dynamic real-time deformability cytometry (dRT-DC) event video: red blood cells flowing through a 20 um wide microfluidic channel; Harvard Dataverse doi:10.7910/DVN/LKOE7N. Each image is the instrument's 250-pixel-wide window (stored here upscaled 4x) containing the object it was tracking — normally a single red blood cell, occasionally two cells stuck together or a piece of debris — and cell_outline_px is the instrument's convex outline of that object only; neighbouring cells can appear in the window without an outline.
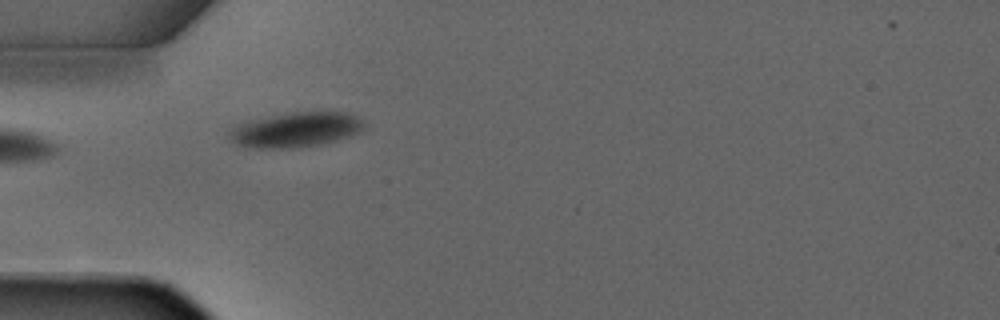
{"species": "common noctule bat (a hibernating species)", "species_latin": "Nyctalus noctula", "temperature_condition": "warm", "stored_images_in_passage": 4, "camera_frame_rate_fps": 3000, "um_per_image_px": 0.085, "animal": {"sex": "male", "forearm_length_mm": 52.5}, "frame": {"image": 1, "passage_image": 3, "time_ms": 2.333, "image_size_px": [1000, 320], "cell_outline_px": [[364, 128], [360, 132], [336, 140], [316, 144], [292, 148], [244, 148], [236, 144], [228, 136], [228, 132], [232, 124], [248, 120], [292, 112], [328, 108], [360, 116], [364, 124]], "centroid_in_image_um": [25.13, 10.98], "position_along_channel_um": 59.9, "area_um2": 28.38}}
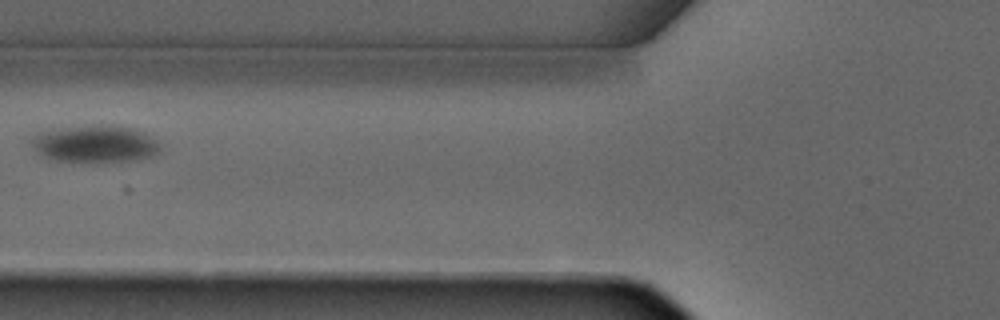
{"frame": {"image": 2, "passage_image": 4, "time_ms": 3.667, "image_size_px": [1000, 320], "cell_outline_px": [[160, 152], [152, 156], [136, 160], [52, 160], [44, 156], [28, 140], [32, 136], [40, 132], [56, 128], [84, 124], [120, 124], [136, 128], [144, 132], [156, 140], [160, 144]], "centroid_in_image_um": [8.12, 12.16], "position_along_channel_um": 117.7, "area_um2": 28.03}}